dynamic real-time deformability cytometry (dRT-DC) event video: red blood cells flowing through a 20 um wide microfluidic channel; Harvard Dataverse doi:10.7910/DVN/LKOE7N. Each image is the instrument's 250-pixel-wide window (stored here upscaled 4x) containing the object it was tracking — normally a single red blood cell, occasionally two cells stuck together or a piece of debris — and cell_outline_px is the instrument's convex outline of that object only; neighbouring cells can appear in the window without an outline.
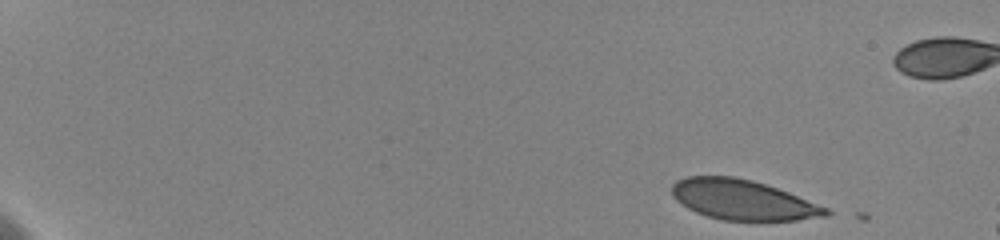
{"species": "human", "species_latin": "Homo sapiens", "temperature_condition": "cold", "stored_images_in_passage": 8, "camera_frame_rate_fps": 3000, "um_per_image_px": 0.085, "donor": {"sex": "female"}, "frame": {"image": 1, "passage_image": 1, "time_ms": 0.0, "image_size_px": [1000, 240], "cell_outline_px": [[832, 212], [828, 216], [796, 220], [756, 224], [720, 220], [696, 212], [688, 208], [676, 200], [672, 196], [672, 184], [676, 180], [688, 176], [732, 176], [752, 180], [788, 192], [828, 208]], "centroid_in_image_um": [63.16, 17.04], "position_along_channel_um": 21.8, "area_um2": 36.88}}